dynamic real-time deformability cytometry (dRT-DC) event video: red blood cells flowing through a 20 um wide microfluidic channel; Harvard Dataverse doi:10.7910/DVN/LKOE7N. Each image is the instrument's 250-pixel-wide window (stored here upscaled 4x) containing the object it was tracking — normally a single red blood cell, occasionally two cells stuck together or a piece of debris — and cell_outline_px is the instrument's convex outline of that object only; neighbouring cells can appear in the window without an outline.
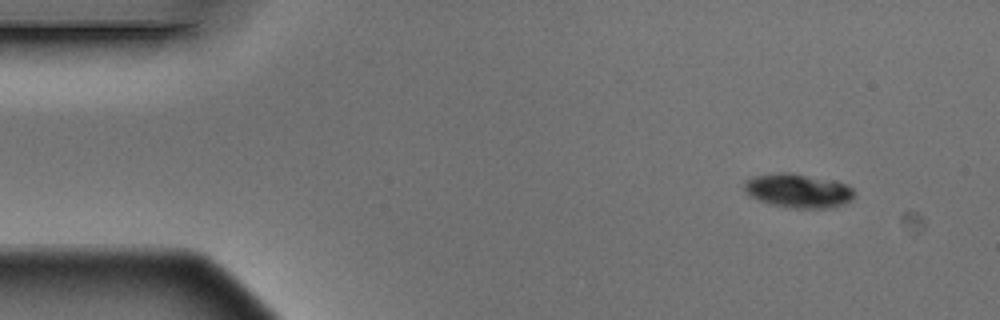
{"species": "Egyptian fruit bat (a non-hibernating species)", "species_latin": "Rousettus aegyptiacus", "temperature_condition": "warm", "stored_images_in_passage": 4, "camera_frame_rate_fps": 3000, "um_per_image_px": 0.085, "animal": {"sex": "male"}, "frame": {"image": 1, "passage_image": 1, "time_ms": 0.0, "image_size_px": [1000, 320], "cell_outline_px": [[856, 192], [852, 200], [828, 208], [792, 208], [772, 204], [760, 200], [744, 192], [744, 180], [752, 176], [776, 172], [792, 172], [836, 180], [848, 184]], "centroid_in_image_um": [67.86, 16.18], "position_along_channel_um": 17.1, "area_um2": 22.14}}
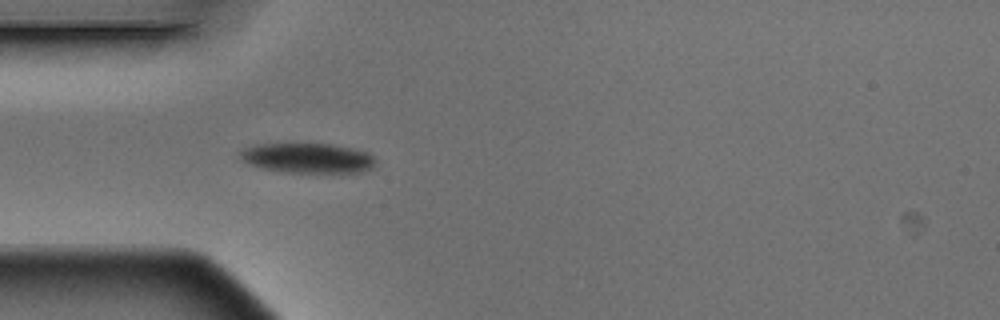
{"frame": {"image": 2, "passage_image": 4, "time_ms": 1.0, "image_size_px": [1000, 320], "cell_outline_px": [[376, 164], [372, 168], [360, 172], [284, 172], [264, 168], [248, 164], [240, 156], [240, 148], [252, 144], [288, 140], [332, 144], [352, 148], [368, 152], [376, 160]], "centroid_in_image_um": [26.07, 13.36], "position_along_channel_um": 58.9, "area_um2": 24.8}}